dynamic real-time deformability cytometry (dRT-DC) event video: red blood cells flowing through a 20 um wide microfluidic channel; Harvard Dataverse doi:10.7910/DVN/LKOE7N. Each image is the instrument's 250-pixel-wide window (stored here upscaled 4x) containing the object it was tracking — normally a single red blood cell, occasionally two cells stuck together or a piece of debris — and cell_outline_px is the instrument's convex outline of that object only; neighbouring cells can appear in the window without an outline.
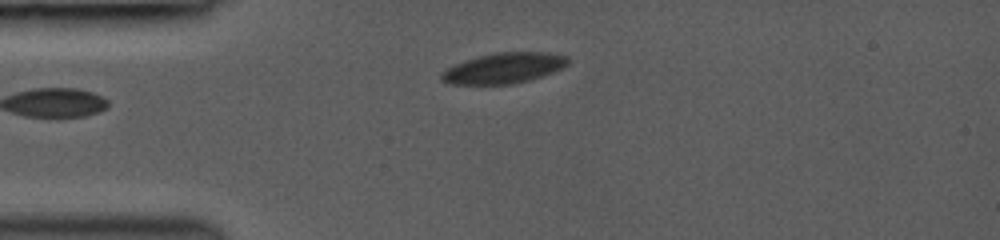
{"species": "common noctule bat (a hibernating species)", "species_latin": "Nyctalus noctula", "temperature_condition": "room temperature", "stored_images_in_passage": 17, "camera_frame_rate_fps": 3000, "um_per_image_px": 0.085, "animal": {"sex": "female", "body_mass_g": 19.0, "forearm_length_mm": 53.3}, "frame": {"image": 1, "passage_image": 1, "time_ms": 0.0, "image_size_px": [1000, 240], "cell_outline_px": [[568, 64], [552, 72], [528, 80], [512, 84], [448, 84], [440, 80], [440, 72], [464, 60], [496, 52], [548, 52], [568, 56]], "centroid_in_image_um": [42.79, 5.79], "position_along_channel_um": 42.2, "area_um2": 22.37}}
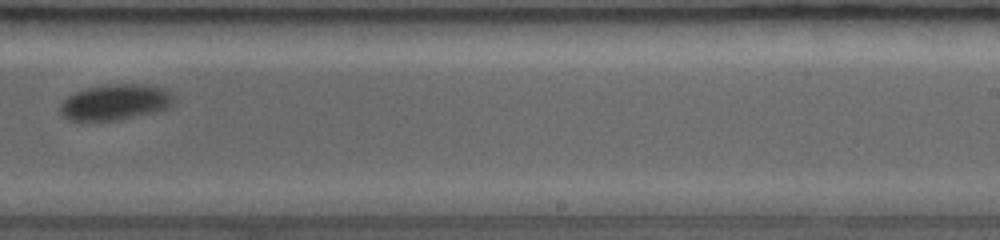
{"frame": {"image": 2, "passage_image": 10, "time_ms": 6.333, "image_size_px": [1000, 240], "cell_outline_px": [[172, 104], [168, 108], [156, 112], [112, 120], [68, 120], [60, 112], [60, 104], [68, 96], [76, 92], [88, 88], [104, 84], [140, 84], [168, 88], [172, 96]], "centroid_in_image_um": [9.81, 8.67], "position_along_channel_um": 279.2, "area_um2": 23.47}}
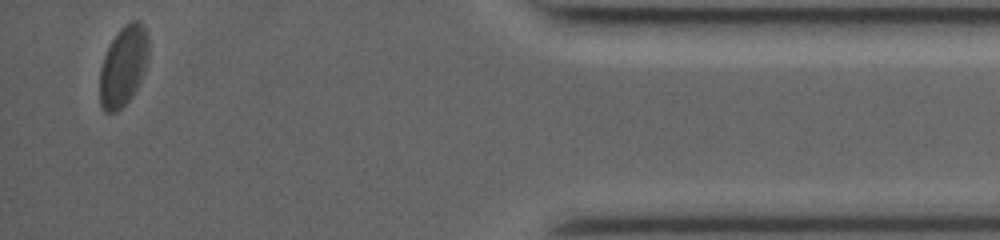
{"frame": {"image": 3, "passage_image": 17, "time_ms": 11.0, "image_size_px": [1000, 240], "cell_outline_px": [[148, 60], [144, 72], [132, 96], [116, 112], [104, 112], [100, 104], [100, 68], [104, 56], [112, 40], [120, 28], [124, 24], [132, 20], [140, 20], [144, 24], [148, 32]], "centroid_in_image_um": [10.5, 5.57], "position_along_channel_um": 424.7, "area_um2": 22.89}, "authors_computed_cell_mechanics": {"area_um2": 24.1604, "velocity_mm_per_s": 4.1055, "shape_relaxation_time_tau1_ms": 1.7922, "shape_relaxation_time_tau2_ms": null, "deformation_change_tau1": 0.0531, "deformation_change_tau2": null}}